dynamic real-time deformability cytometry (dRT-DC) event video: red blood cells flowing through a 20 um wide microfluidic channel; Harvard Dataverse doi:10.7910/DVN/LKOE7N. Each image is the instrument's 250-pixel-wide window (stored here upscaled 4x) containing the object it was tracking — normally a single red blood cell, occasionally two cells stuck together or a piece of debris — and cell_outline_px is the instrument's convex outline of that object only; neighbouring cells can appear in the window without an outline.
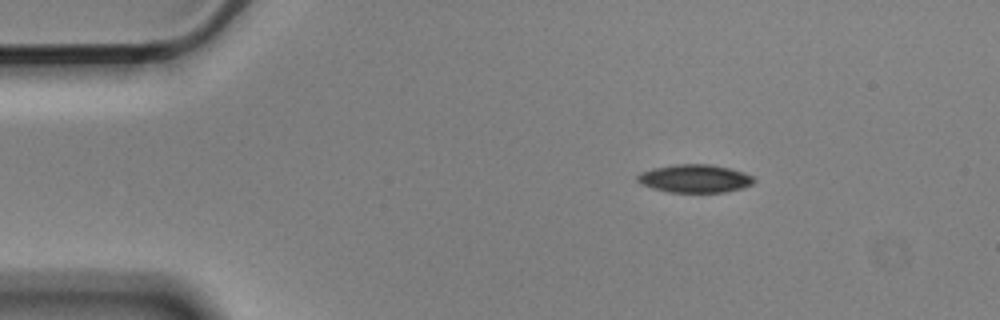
{"species": "Egyptian fruit bat (a non-hibernating species)", "species_latin": "Rousettus aegyptiacus", "temperature_condition": "cold", "stored_images_in_passage": 3, "camera_frame_rate_fps": 3000, "um_per_image_px": 0.085, "animal": {"sex": "male"}, "frame": {"image": 1, "passage_image": 1, "time_ms": 0.0, "image_size_px": [1000, 320], "cell_outline_px": [[756, 180], [752, 184], [740, 188], [724, 192], [668, 192], [652, 188], [636, 180], [636, 176], [640, 172], [652, 168], [676, 164], [708, 164], [728, 168], [744, 172], [752, 176]], "centroid_in_image_um": [59.04, 15.17], "position_along_channel_um": 26.0, "area_um2": 18.96}}